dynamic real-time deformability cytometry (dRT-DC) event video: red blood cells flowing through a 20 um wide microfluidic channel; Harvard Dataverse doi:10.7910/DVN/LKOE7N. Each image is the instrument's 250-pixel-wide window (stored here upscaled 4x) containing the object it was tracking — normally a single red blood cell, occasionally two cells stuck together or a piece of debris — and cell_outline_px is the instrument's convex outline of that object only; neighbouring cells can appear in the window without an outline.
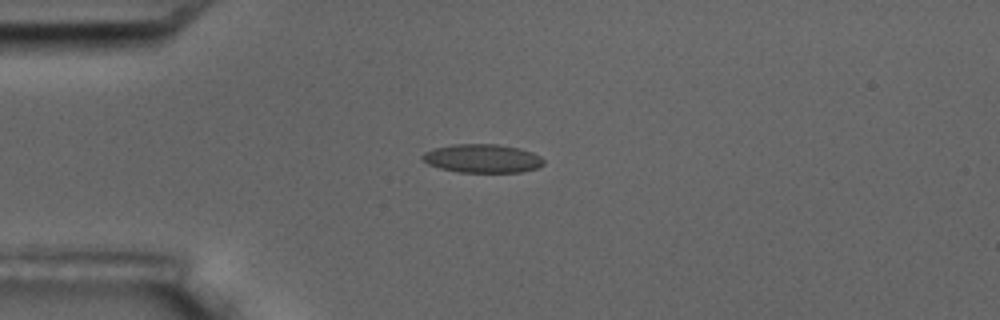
{"species": "common noctule bat (a hibernating species)", "species_latin": "Nyctalus noctula", "temperature_condition": "room temperature", "stored_images_in_passage": 16, "camera_frame_rate_fps": 3000, "um_per_image_px": 0.085, "animal": {"sex": "male", "body_mass_g": 17.5, "forearm_length_mm": 52.3}, "frame": {"image": 1, "passage_image": 5, "time_ms": 4.667, "image_size_px": [1000, 320], "cell_outline_px": [[544, 164], [536, 168], [520, 172], [460, 172], [440, 168], [428, 164], [420, 156], [424, 152], [432, 148], [452, 144], [500, 144], [520, 148], [532, 152], [540, 156], [544, 160]], "centroid_in_image_um": [40.99, 13.45], "position_along_channel_um": 44.0, "area_um2": 20.29}}
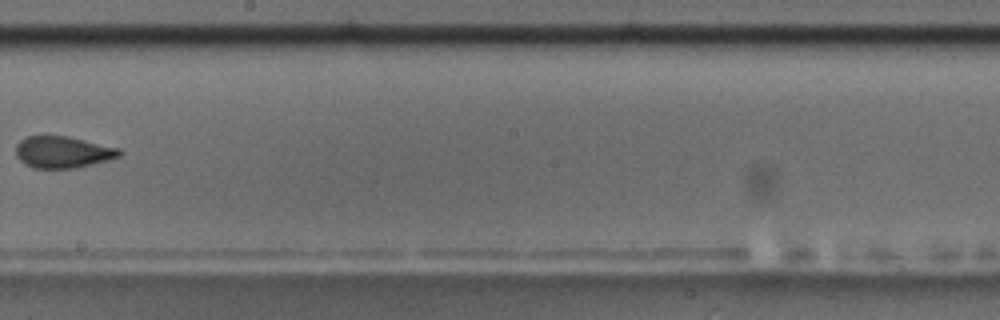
{"frame": {"image": 2, "passage_image": 10, "time_ms": 10.667, "image_size_px": [1000, 320], "cell_outline_px": [[124, 152], [120, 156], [108, 160], [76, 168], [32, 168], [24, 164], [16, 156], [16, 144], [24, 136], [68, 136], [120, 148]], "centroid_in_image_um": [5.34, 12.93], "position_along_channel_um": 242.9, "area_um2": 19.31}, "authors_computed_cell_mechanics": {"area_um2": 19.3341, "velocity_mm_per_s": 3.6568, "shape_relaxation_time_tau1_ms": 2.8982, "shape_relaxation_time_tau2_ms": 2.3633, "deformation_change_tau1": 0.1381, "deformation_change_tau2": 0.1112}}